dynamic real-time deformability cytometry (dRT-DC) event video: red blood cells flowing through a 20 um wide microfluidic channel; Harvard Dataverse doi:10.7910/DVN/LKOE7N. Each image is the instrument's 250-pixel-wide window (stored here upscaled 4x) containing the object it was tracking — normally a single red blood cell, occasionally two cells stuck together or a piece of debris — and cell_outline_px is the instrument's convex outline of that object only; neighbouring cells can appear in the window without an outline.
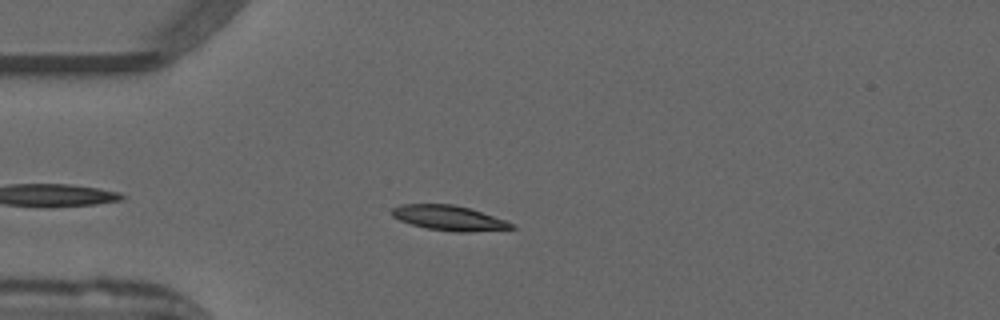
{"species": "common noctule bat (a hibernating species)", "species_latin": "Nyctalus noctula", "temperature_condition": "warm", "stored_images_in_passage": 29, "camera_frame_rate_fps": 3000, "um_per_image_px": 0.085, "animal": {"sex": "male", "forearm_length_mm": 52.5}, "frame": {"image": 1, "passage_image": 4, "time_ms": 1.0, "image_size_px": [1000, 320], "cell_outline_px": [[516, 228], [472, 232], [452, 232], [428, 228], [412, 224], [400, 220], [392, 216], [392, 208], [400, 204], [452, 204], [468, 208], [516, 224]], "centroid_in_image_um": [38.17, 18.53], "position_along_channel_um": 46.8, "area_um2": 17.22}}
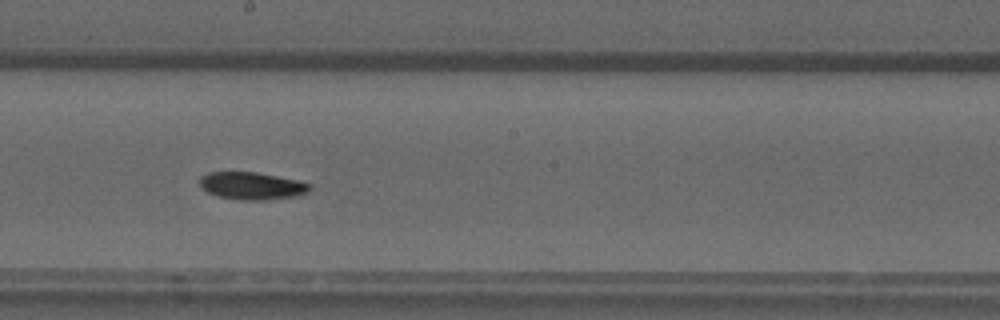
{"frame": {"image": 2, "passage_image": 19, "time_ms": 6.0, "image_size_px": [1000, 320], "cell_outline_px": [[312, 188], [308, 192], [300, 196], [268, 200], [240, 200], [216, 196], [200, 188], [200, 176], [208, 172], [256, 172], [296, 180], [312, 184]], "centroid_in_image_um": [21.42, 15.81], "position_along_channel_um": 226.8, "area_um2": 17.86}}
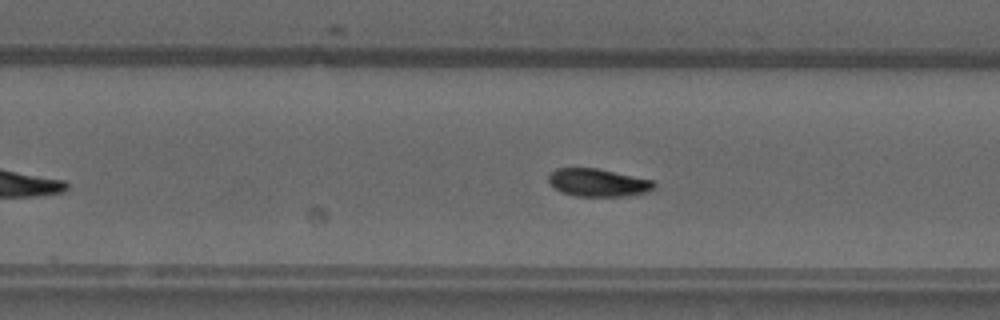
{"frame": {"image": 3, "passage_image": 23, "time_ms": 7.333, "image_size_px": [1000, 320], "cell_outline_px": [[656, 188], [648, 192], [628, 196], [572, 196], [560, 192], [548, 180], [548, 176], [556, 168], [596, 168], [652, 180], [656, 184]], "centroid_in_image_um": [50.85, 15.53], "position_along_channel_um": 279.0, "area_um2": 17.11}}